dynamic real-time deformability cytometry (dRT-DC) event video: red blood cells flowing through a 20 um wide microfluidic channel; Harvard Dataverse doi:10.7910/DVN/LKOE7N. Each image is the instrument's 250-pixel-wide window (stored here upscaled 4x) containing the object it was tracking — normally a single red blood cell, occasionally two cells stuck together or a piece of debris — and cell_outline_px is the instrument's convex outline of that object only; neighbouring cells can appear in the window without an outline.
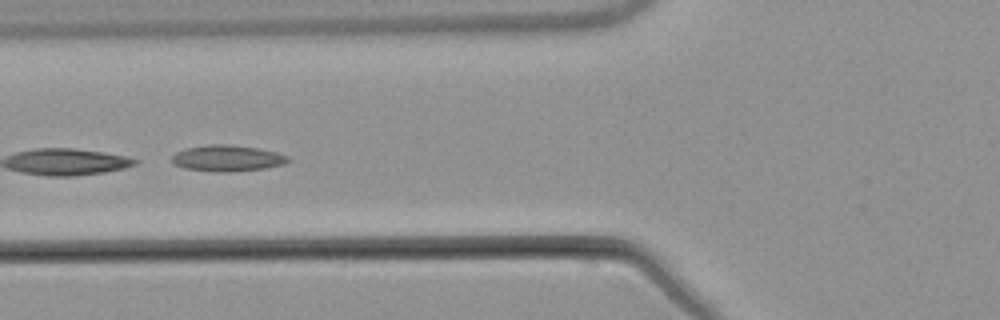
{"species": "common noctule bat (a hibernating species)", "species_latin": "Nyctalus noctula", "temperature_condition": "warm", "stored_images_in_passage": 8, "camera_frame_rate_fps": 3000, "um_per_image_px": 0.085, "animal": {"sex": "male", "body_mass_g": 21.5, "forearm_length_mm": 52.0}, "frame": {"image": 1, "passage_image": 6, "time_ms": 6.0, "image_size_px": [1000, 320], "cell_outline_px": [[292, 160], [284, 164], [264, 168], [232, 172], [216, 172], [184, 168], [172, 164], [172, 156], [176, 152], [184, 148], [208, 144], [228, 144], [256, 148], [276, 152], [288, 156]], "centroid_in_image_um": [19.3, 13.45], "position_along_channel_um": 106.5, "area_um2": 17.86}}
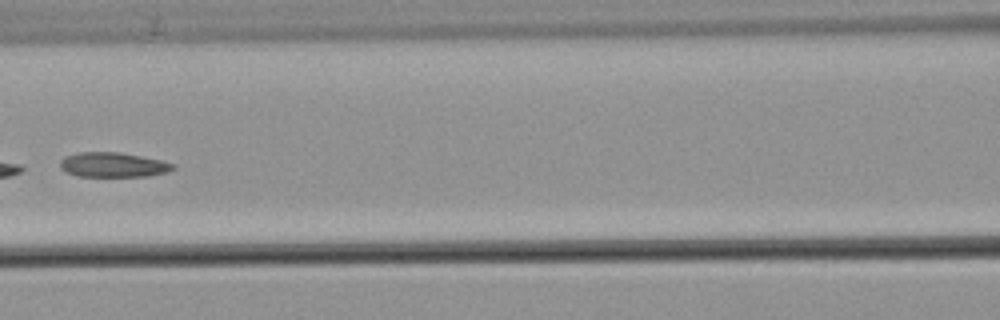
{"frame": {"image": 2, "passage_image": 7, "time_ms": 7.333, "image_size_px": [1000, 320], "cell_outline_px": [[176, 168], [168, 172], [148, 176], [76, 176], [60, 168], [60, 160], [64, 156], [76, 152], [120, 152], [160, 160], [176, 164]], "centroid_in_image_um": [9.61, 14.0], "position_along_channel_um": 157.0, "area_um2": 16.36}}